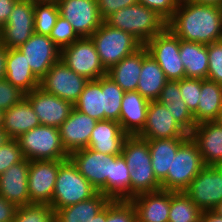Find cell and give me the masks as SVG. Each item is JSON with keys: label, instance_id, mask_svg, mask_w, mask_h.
I'll use <instances>...</instances> for the list:
<instances>
[{"label": "cell", "instance_id": "d590c367", "mask_svg": "<svg viewBox=\"0 0 222 222\" xmlns=\"http://www.w3.org/2000/svg\"><path fill=\"white\" fill-rule=\"evenodd\" d=\"M130 170L122 155L112 158L111 200L130 201Z\"/></svg>", "mask_w": 222, "mask_h": 222}, {"label": "cell", "instance_id": "c3c4849f", "mask_svg": "<svg viewBox=\"0 0 222 222\" xmlns=\"http://www.w3.org/2000/svg\"><path fill=\"white\" fill-rule=\"evenodd\" d=\"M17 206L0 195V222H13Z\"/></svg>", "mask_w": 222, "mask_h": 222}, {"label": "cell", "instance_id": "277c9868", "mask_svg": "<svg viewBox=\"0 0 222 222\" xmlns=\"http://www.w3.org/2000/svg\"><path fill=\"white\" fill-rule=\"evenodd\" d=\"M101 63L108 71L124 57L137 52L144 45L133 35L110 27L105 22L90 36Z\"/></svg>", "mask_w": 222, "mask_h": 222}, {"label": "cell", "instance_id": "ab89813d", "mask_svg": "<svg viewBox=\"0 0 222 222\" xmlns=\"http://www.w3.org/2000/svg\"><path fill=\"white\" fill-rule=\"evenodd\" d=\"M106 222H137L135 206L131 201L110 200L106 205Z\"/></svg>", "mask_w": 222, "mask_h": 222}, {"label": "cell", "instance_id": "e0dca14e", "mask_svg": "<svg viewBox=\"0 0 222 222\" xmlns=\"http://www.w3.org/2000/svg\"><path fill=\"white\" fill-rule=\"evenodd\" d=\"M25 98L36 113L40 124L45 126L59 128L74 108L70 101L50 94L40 87L25 94Z\"/></svg>", "mask_w": 222, "mask_h": 222}, {"label": "cell", "instance_id": "52a82bcc", "mask_svg": "<svg viewBox=\"0 0 222 222\" xmlns=\"http://www.w3.org/2000/svg\"><path fill=\"white\" fill-rule=\"evenodd\" d=\"M205 167L197 144L189 137L177 150L171 170L161 183L162 190L184 191Z\"/></svg>", "mask_w": 222, "mask_h": 222}, {"label": "cell", "instance_id": "cb8c5ba5", "mask_svg": "<svg viewBox=\"0 0 222 222\" xmlns=\"http://www.w3.org/2000/svg\"><path fill=\"white\" fill-rule=\"evenodd\" d=\"M127 136L119 122L97 121L91 133L88 148L107 155H121Z\"/></svg>", "mask_w": 222, "mask_h": 222}, {"label": "cell", "instance_id": "db71d44e", "mask_svg": "<svg viewBox=\"0 0 222 222\" xmlns=\"http://www.w3.org/2000/svg\"><path fill=\"white\" fill-rule=\"evenodd\" d=\"M91 222H106V206L97 213Z\"/></svg>", "mask_w": 222, "mask_h": 222}, {"label": "cell", "instance_id": "7bdbcfd3", "mask_svg": "<svg viewBox=\"0 0 222 222\" xmlns=\"http://www.w3.org/2000/svg\"><path fill=\"white\" fill-rule=\"evenodd\" d=\"M207 79L222 85V40L208 45Z\"/></svg>", "mask_w": 222, "mask_h": 222}, {"label": "cell", "instance_id": "6da1fadb", "mask_svg": "<svg viewBox=\"0 0 222 222\" xmlns=\"http://www.w3.org/2000/svg\"><path fill=\"white\" fill-rule=\"evenodd\" d=\"M167 27L181 40L209 45L222 40V7L180 0Z\"/></svg>", "mask_w": 222, "mask_h": 222}, {"label": "cell", "instance_id": "7a4b0ae2", "mask_svg": "<svg viewBox=\"0 0 222 222\" xmlns=\"http://www.w3.org/2000/svg\"><path fill=\"white\" fill-rule=\"evenodd\" d=\"M121 155L130 170L131 200L140 194L161 190L152 168L148 141L139 136H127Z\"/></svg>", "mask_w": 222, "mask_h": 222}, {"label": "cell", "instance_id": "44dd1931", "mask_svg": "<svg viewBox=\"0 0 222 222\" xmlns=\"http://www.w3.org/2000/svg\"><path fill=\"white\" fill-rule=\"evenodd\" d=\"M30 160L24 158L0 174V195L17 207L30 204L28 172Z\"/></svg>", "mask_w": 222, "mask_h": 222}, {"label": "cell", "instance_id": "680465c9", "mask_svg": "<svg viewBox=\"0 0 222 222\" xmlns=\"http://www.w3.org/2000/svg\"><path fill=\"white\" fill-rule=\"evenodd\" d=\"M4 111L0 110V128H3Z\"/></svg>", "mask_w": 222, "mask_h": 222}, {"label": "cell", "instance_id": "5bb4252c", "mask_svg": "<svg viewBox=\"0 0 222 222\" xmlns=\"http://www.w3.org/2000/svg\"><path fill=\"white\" fill-rule=\"evenodd\" d=\"M35 0H19L7 23L0 29L1 44L19 48L34 34Z\"/></svg>", "mask_w": 222, "mask_h": 222}, {"label": "cell", "instance_id": "ac0fdd59", "mask_svg": "<svg viewBox=\"0 0 222 222\" xmlns=\"http://www.w3.org/2000/svg\"><path fill=\"white\" fill-rule=\"evenodd\" d=\"M137 136L143 139L190 137L177 123L167 107L157 100L149 102L145 126Z\"/></svg>", "mask_w": 222, "mask_h": 222}, {"label": "cell", "instance_id": "7dc6e473", "mask_svg": "<svg viewBox=\"0 0 222 222\" xmlns=\"http://www.w3.org/2000/svg\"><path fill=\"white\" fill-rule=\"evenodd\" d=\"M137 3H139L138 0H97L99 13L103 20L112 13Z\"/></svg>", "mask_w": 222, "mask_h": 222}, {"label": "cell", "instance_id": "5b68a950", "mask_svg": "<svg viewBox=\"0 0 222 222\" xmlns=\"http://www.w3.org/2000/svg\"><path fill=\"white\" fill-rule=\"evenodd\" d=\"M97 192L68 159L59 166L50 206L54 211H57L87 200Z\"/></svg>", "mask_w": 222, "mask_h": 222}, {"label": "cell", "instance_id": "f1b7e54d", "mask_svg": "<svg viewBox=\"0 0 222 222\" xmlns=\"http://www.w3.org/2000/svg\"><path fill=\"white\" fill-rule=\"evenodd\" d=\"M157 101L167 107L177 123L190 134L196 125L193 114L181 97L179 81L168 80Z\"/></svg>", "mask_w": 222, "mask_h": 222}, {"label": "cell", "instance_id": "2e32d148", "mask_svg": "<svg viewBox=\"0 0 222 222\" xmlns=\"http://www.w3.org/2000/svg\"><path fill=\"white\" fill-rule=\"evenodd\" d=\"M24 55L31 71L41 80L49 69L60 60L61 49L46 35L34 33L18 48Z\"/></svg>", "mask_w": 222, "mask_h": 222}, {"label": "cell", "instance_id": "ffe728a7", "mask_svg": "<svg viewBox=\"0 0 222 222\" xmlns=\"http://www.w3.org/2000/svg\"><path fill=\"white\" fill-rule=\"evenodd\" d=\"M189 136L197 144L205 165L222 166V125L202 122L194 126Z\"/></svg>", "mask_w": 222, "mask_h": 222}, {"label": "cell", "instance_id": "9c48e42d", "mask_svg": "<svg viewBox=\"0 0 222 222\" xmlns=\"http://www.w3.org/2000/svg\"><path fill=\"white\" fill-rule=\"evenodd\" d=\"M60 60L77 74L88 80H97L107 75L101 63L94 42L90 37H82L61 49Z\"/></svg>", "mask_w": 222, "mask_h": 222}, {"label": "cell", "instance_id": "3957f363", "mask_svg": "<svg viewBox=\"0 0 222 222\" xmlns=\"http://www.w3.org/2000/svg\"><path fill=\"white\" fill-rule=\"evenodd\" d=\"M104 22L125 31L143 45L167 28V20L157 11L137 3L109 15Z\"/></svg>", "mask_w": 222, "mask_h": 222}, {"label": "cell", "instance_id": "816d5d0a", "mask_svg": "<svg viewBox=\"0 0 222 222\" xmlns=\"http://www.w3.org/2000/svg\"><path fill=\"white\" fill-rule=\"evenodd\" d=\"M200 222H222V216L218 215L213 210L203 211Z\"/></svg>", "mask_w": 222, "mask_h": 222}, {"label": "cell", "instance_id": "7402d4cb", "mask_svg": "<svg viewBox=\"0 0 222 222\" xmlns=\"http://www.w3.org/2000/svg\"><path fill=\"white\" fill-rule=\"evenodd\" d=\"M149 102L137 90L124 93L119 124L128 136H136L143 130Z\"/></svg>", "mask_w": 222, "mask_h": 222}, {"label": "cell", "instance_id": "b9f144b4", "mask_svg": "<svg viewBox=\"0 0 222 222\" xmlns=\"http://www.w3.org/2000/svg\"><path fill=\"white\" fill-rule=\"evenodd\" d=\"M201 83L202 79L183 78L179 80L181 97L193 115L197 112Z\"/></svg>", "mask_w": 222, "mask_h": 222}, {"label": "cell", "instance_id": "ee69618b", "mask_svg": "<svg viewBox=\"0 0 222 222\" xmlns=\"http://www.w3.org/2000/svg\"><path fill=\"white\" fill-rule=\"evenodd\" d=\"M23 159L24 156L18 141L16 139L9 140L5 145L0 147V174Z\"/></svg>", "mask_w": 222, "mask_h": 222}, {"label": "cell", "instance_id": "f546056e", "mask_svg": "<svg viewBox=\"0 0 222 222\" xmlns=\"http://www.w3.org/2000/svg\"><path fill=\"white\" fill-rule=\"evenodd\" d=\"M179 53L185 69V78L207 79L208 45L179 39Z\"/></svg>", "mask_w": 222, "mask_h": 222}, {"label": "cell", "instance_id": "f907efd6", "mask_svg": "<svg viewBox=\"0 0 222 222\" xmlns=\"http://www.w3.org/2000/svg\"><path fill=\"white\" fill-rule=\"evenodd\" d=\"M8 48L0 43V80L6 78V60Z\"/></svg>", "mask_w": 222, "mask_h": 222}, {"label": "cell", "instance_id": "d6986e66", "mask_svg": "<svg viewBox=\"0 0 222 222\" xmlns=\"http://www.w3.org/2000/svg\"><path fill=\"white\" fill-rule=\"evenodd\" d=\"M97 120L73 108L59 126L61 142L68 154L87 148Z\"/></svg>", "mask_w": 222, "mask_h": 222}, {"label": "cell", "instance_id": "d6a6232c", "mask_svg": "<svg viewBox=\"0 0 222 222\" xmlns=\"http://www.w3.org/2000/svg\"><path fill=\"white\" fill-rule=\"evenodd\" d=\"M197 112L193 115L196 125L215 121L222 108V85L209 79H202Z\"/></svg>", "mask_w": 222, "mask_h": 222}, {"label": "cell", "instance_id": "ba28073f", "mask_svg": "<svg viewBox=\"0 0 222 222\" xmlns=\"http://www.w3.org/2000/svg\"><path fill=\"white\" fill-rule=\"evenodd\" d=\"M90 148H84L69 154V160L91 185L111 200L112 158Z\"/></svg>", "mask_w": 222, "mask_h": 222}, {"label": "cell", "instance_id": "9a60e30c", "mask_svg": "<svg viewBox=\"0 0 222 222\" xmlns=\"http://www.w3.org/2000/svg\"><path fill=\"white\" fill-rule=\"evenodd\" d=\"M65 160H30L28 194L31 203L51 205L59 166Z\"/></svg>", "mask_w": 222, "mask_h": 222}, {"label": "cell", "instance_id": "f35d334b", "mask_svg": "<svg viewBox=\"0 0 222 222\" xmlns=\"http://www.w3.org/2000/svg\"><path fill=\"white\" fill-rule=\"evenodd\" d=\"M13 222H55V211L49 204L21 205L15 211Z\"/></svg>", "mask_w": 222, "mask_h": 222}, {"label": "cell", "instance_id": "9f6ffc18", "mask_svg": "<svg viewBox=\"0 0 222 222\" xmlns=\"http://www.w3.org/2000/svg\"><path fill=\"white\" fill-rule=\"evenodd\" d=\"M213 211L217 213L218 215L222 216V201L218 205L215 206Z\"/></svg>", "mask_w": 222, "mask_h": 222}, {"label": "cell", "instance_id": "603a6c76", "mask_svg": "<svg viewBox=\"0 0 222 222\" xmlns=\"http://www.w3.org/2000/svg\"><path fill=\"white\" fill-rule=\"evenodd\" d=\"M135 206L137 222H168L170 191L158 190L135 196L130 200Z\"/></svg>", "mask_w": 222, "mask_h": 222}, {"label": "cell", "instance_id": "8fae6325", "mask_svg": "<svg viewBox=\"0 0 222 222\" xmlns=\"http://www.w3.org/2000/svg\"><path fill=\"white\" fill-rule=\"evenodd\" d=\"M88 82L86 77L77 74L59 60L40 80L39 87L74 105Z\"/></svg>", "mask_w": 222, "mask_h": 222}, {"label": "cell", "instance_id": "11a10c76", "mask_svg": "<svg viewBox=\"0 0 222 222\" xmlns=\"http://www.w3.org/2000/svg\"><path fill=\"white\" fill-rule=\"evenodd\" d=\"M9 140H11V138L7 132L3 128H0V147L5 145Z\"/></svg>", "mask_w": 222, "mask_h": 222}, {"label": "cell", "instance_id": "d4e9b609", "mask_svg": "<svg viewBox=\"0 0 222 222\" xmlns=\"http://www.w3.org/2000/svg\"><path fill=\"white\" fill-rule=\"evenodd\" d=\"M5 79L25 94L40 85V80L31 71L25 55L18 48L8 49Z\"/></svg>", "mask_w": 222, "mask_h": 222}, {"label": "cell", "instance_id": "f6af8a7d", "mask_svg": "<svg viewBox=\"0 0 222 222\" xmlns=\"http://www.w3.org/2000/svg\"><path fill=\"white\" fill-rule=\"evenodd\" d=\"M25 98V93L6 79L0 80V110L6 111Z\"/></svg>", "mask_w": 222, "mask_h": 222}, {"label": "cell", "instance_id": "1f68e13d", "mask_svg": "<svg viewBox=\"0 0 222 222\" xmlns=\"http://www.w3.org/2000/svg\"><path fill=\"white\" fill-rule=\"evenodd\" d=\"M142 70V48L124 57L107 71L109 76L124 92L135 91Z\"/></svg>", "mask_w": 222, "mask_h": 222}, {"label": "cell", "instance_id": "e575fe53", "mask_svg": "<svg viewBox=\"0 0 222 222\" xmlns=\"http://www.w3.org/2000/svg\"><path fill=\"white\" fill-rule=\"evenodd\" d=\"M202 212L184 191H170L168 222H200Z\"/></svg>", "mask_w": 222, "mask_h": 222}, {"label": "cell", "instance_id": "60d3db41", "mask_svg": "<svg viewBox=\"0 0 222 222\" xmlns=\"http://www.w3.org/2000/svg\"><path fill=\"white\" fill-rule=\"evenodd\" d=\"M49 37L59 49H63L64 47L71 45L73 42L81 38L75 32L74 28L68 22V20L64 19L60 15L57 18Z\"/></svg>", "mask_w": 222, "mask_h": 222}, {"label": "cell", "instance_id": "f5cc1de1", "mask_svg": "<svg viewBox=\"0 0 222 222\" xmlns=\"http://www.w3.org/2000/svg\"><path fill=\"white\" fill-rule=\"evenodd\" d=\"M191 3L207 4V5H216L222 7V0H185Z\"/></svg>", "mask_w": 222, "mask_h": 222}, {"label": "cell", "instance_id": "6f0895ef", "mask_svg": "<svg viewBox=\"0 0 222 222\" xmlns=\"http://www.w3.org/2000/svg\"><path fill=\"white\" fill-rule=\"evenodd\" d=\"M218 124L222 125V108L219 111L218 117L215 120Z\"/></svg>", "mask_w": 222, "mask_h": 222}, {"label": "cell", "instance_id": "4316f807", "mask_svg": "<svg viewBox=\"0 0 222 222\" xmlns=\"http://www.w3.org/2000/svg\"><path fill=\"white\" fill-rule=\"evenodd\" d=\"M188 138L146 139L150 150L152 168L157 181L161 184L171 170L172 160L178 148Z\"/></svg>", "mask_w": 222, "mask_h": 222}, {"label": "cell", "instance_id": "8992f818", "mask_svg": "<svg viewBox=\"0 0 222 222\" xmlns=\"http://www.w3.org/2000/svg\"><path fill=\"white\" fill-rule=\"evenodd\" d=\"M24 158L28 160H68L59 129L40 125L16 139Z\"/></svg>", "mask_w": 222, "mask_h": 222}, {"label": "cell", "instance_id": "836d02e7", "mask_svg": "<svg viewBox=\"0 0 222 222\" xmlns=\"http://www.w3.org/2000/svg\"><path fill=\"white\" fill-rule=\"evenodd\" d=\"M74 108L97 121L104 120L102 77L89 80Z\"/></svg>", "mask_w": 222, "mask_h": 222}, {"label": "cell", "instance_id": "8d00e7d4", "mask_svg": "<svg viewBox=\"0 0 222 222\" xmlns=\"http://www.w3.org/2000/svg\"><path fill=\"white\" fill-rule=\"evenodd\" d=\"M102 91L104 120L119 122L121 103L125 92L107 75L102 77Z\"/></svg>", "mask_w": 222, "mask_h": 222}, {"label": "cell", "instance_id": "681fc988", "mask_svg": "<svg viewBox=\"0 0 222 222\" xmlns=\"http://www.w3.org/2000/svg\"><path fill=\"white\" fill-rule=\"evenodd\" d=\"M19 0H0V29L7 23L15 4Z\"/></svg>", "mask_w": 222, "mask_h": 222}, {"label": "cell", "instance_id": "83f0119b", "mask_svg": "<svg viewBox=\"0 0 222 222\" xmlns=\"http://www.w3.org/2000/svg\"><path fill=\"white\" fill-rule=\"evenodd\" d=\"M40 125L36 113L26 98L4 111L3 129L11 139H17L23 133Z\"/></svg>", "mask_w": 222, "mask_h": 222}, {"label": "cell", "instance_id": "74e56055", "mask_svg": "<svg viewBox=\"0 0 222 222\" xmlns=\"http://www.w3.org/2000/svg\"><path fill=\"white\" fill-rule=\"evenodd\" d=\"M58 17L56 0H35L34 33L49 36Z\"/></svg>", "mask_w": 222, "mask_h": 222}, {"label": "cell", "instance_id": "7c38bea8", "mask_svg": "<svg viewBox=\"0 0 222 222\" xmlns=\"http://www.w3.org/2000/svg\"><path fill=\"white\" fill-rule=\"evenodd\" d=\"M184 192L202 210H213L222 201V166L205 165Z\"/></svg>", "mask_w": 222, "mask_h": 222}, {"label": "cell", "instance_id": "4dcf8cb0", "mask_svg": "<svg viewBox=\"0 0 222 222\" xmlns=\"http://www.w3.org/2000/svg\"><path fill=\"white\" fill-rule=\"evenodd\" d=\"M110 199L97 192L93 197L55 211V222H91Z\"/></svg>", "mask_w": 222, "mask_h": 222}, {"label": "cell", "instance_id": "4fadbf2b", "mask_svg": "<svg viewBox=\"0 0 222 222\" xmlns=\"http://www.w3.org/2000/svg\"><path fill=\"white\" fill-rule=\"evenodd\" d=\"M59 15L82 37H90L104 22L97 0H56Z\"/></svg>", "mask_w": 222, "mask_h": 222}, {"label": "cell", "instance_id": "bcb514c9", "mask_svg": "<svg viewBox=\"0 0 222 222\" xmlns=\"http://www.w3.org/2000/svg\"><path fill=\"white\" fill-rule=\"evenodd\" d=\"M140 4L157 11L167 21L173 16L180 0H138Z\"/></svg>", "mask_w": 222, "mask_h": 222}, {"label": "cell", "instance_id": "484cf974", "mask_svg": "<svg viewBox=\"0 0 222 222\" xmlns=\"http://www.w3.org/2000/svg\"><path fill=\"white\" fill-rule=\"evenodd\" d=\"M167 78L159 64L142 47V70L136 90L149 101H155L159 98L164 88Z\"/></svg>", "mask_w": 222, "mask_h": 222}, {"label": "cell", "instance_id": "30bf717a", "mask_svg": "<svg viewBox=\"0 0 222 222\" xmlns=\"http://www.w3.org/2000/svg\"><path fill=\"white\" fill-rule=\"evenodd\" d=\"M147 52L159 64L167 80L185 78V69L179 53V38L167 27L144 44Z\"/></svg>", "mask_w": 222, "mask_h": 222}]
</instances>
